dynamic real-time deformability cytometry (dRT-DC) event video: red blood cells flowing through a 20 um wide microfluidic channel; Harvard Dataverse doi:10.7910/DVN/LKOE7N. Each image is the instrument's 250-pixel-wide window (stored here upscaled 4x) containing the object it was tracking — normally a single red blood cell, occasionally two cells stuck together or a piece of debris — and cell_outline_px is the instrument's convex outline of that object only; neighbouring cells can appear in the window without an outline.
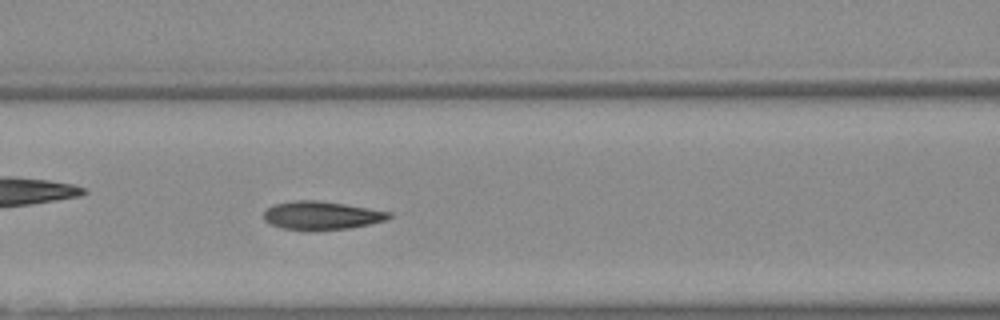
{"species": "Egyptian fruit bat (a non-hibernating species)", "species_latin": "Rousettus aegyptiacus", "temperature_condition": "warm", "stored_images_in_passage": 40, "camera_frame_rate_fps": 3000, "um_per_image_px": 0.085, "animal": {"sex": "female"}, "frame": {"image": 1, "passage_image": 22, "time_ms": 7.0, "image_size_px": [1000, 320], "cell_outline_px": [[392, 216], [388, 220], [372, 224], [348, 228], [312, 232], [308, 232], [280, 228], [264, 220], [264, 212], [268, 208], [276, 204], [292, 200], [316, 200], [344, 204], [392, 212]], "centroid_in_image_um": [27.35, 18.34], "position_along_channel_um": 139.3, "area_um2": 21.1}}
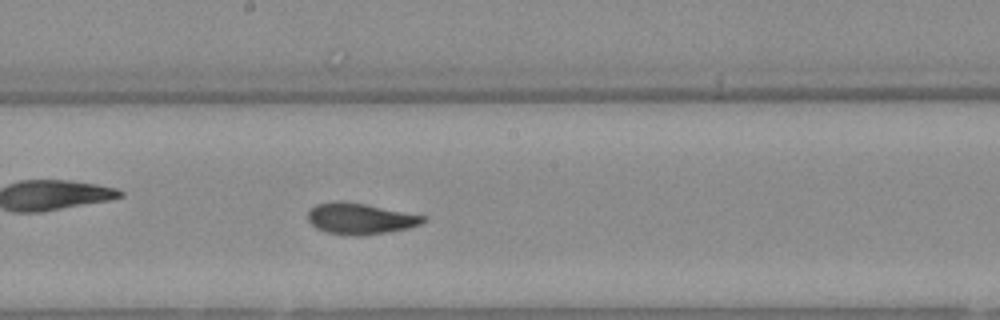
{"frame": {"image": 2, "passage_image": 28, "time_ms": 9.0, "image_size_px": [1000, 320], "cell_outline_px": [[424, 220], [420, 224], [408, 228], [360, 236], [356, 236], [324, 232], [316, 228], [308, 220], [308, 212], [316, 204], [364, 204], [424, 216]], "centroid_in_image_um": [30.6, 18.63], "position_along_channel_um": 217.6, "area_um2": 19.83}}
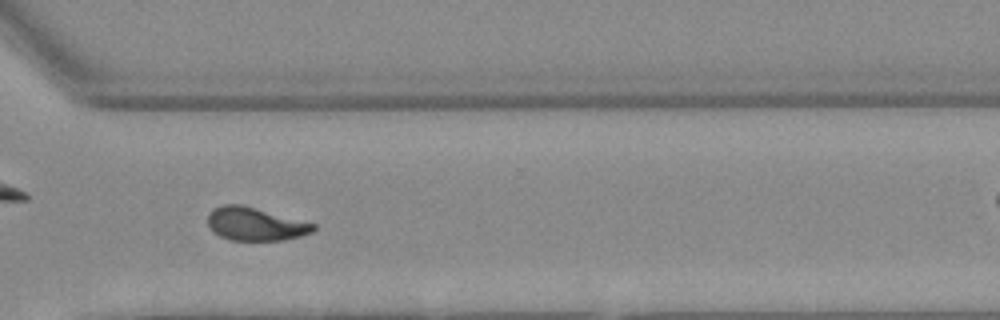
{"frame": {"image": 3, "passage_image": 38, "time_ms": 12.333, "image_size_px": [1000, 320], "cell_outline_px": [[316, 228], [312, 232], [300, 236], [284, 240], [232, 240], [220, 236], [212, 232], [208, 228], [208, 212], [212, 208], [224, 204], [240, 204], [316, 224]], "centroid_in_image_um": [21.65, 19.04], "position_along_channel_um": 348.9, "area_um2": 20.4}}